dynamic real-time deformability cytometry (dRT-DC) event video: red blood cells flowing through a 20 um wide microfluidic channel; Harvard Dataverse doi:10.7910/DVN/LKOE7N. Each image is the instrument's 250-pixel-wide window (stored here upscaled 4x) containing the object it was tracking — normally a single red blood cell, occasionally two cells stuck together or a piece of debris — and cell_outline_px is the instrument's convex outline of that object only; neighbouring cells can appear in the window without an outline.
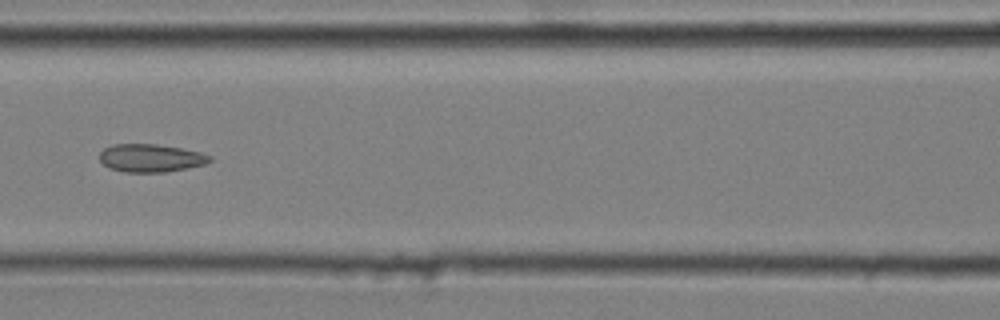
{"species": "common noctule bat (a hibernating species)", "species_latin": "Nyctalus noctula", "temperature_condition": "cold", "stored_images_in_passage": 8, "camera_frame_rate_fps": 3000, "um_per_image_px": 0.085, "animal": {"sex": "male", "body_mass_g": 20.4}, "frame": {"image": 1, "passage_image": 6, "time_ms": 1.667, "image_size_px": [1000, 320], "cell_outline_px": [[212, 160], [204, 164], [188, 168], [164, 172], [124, 172], [108, 168], [100, 160], [100, 152], [104, 148], [112, 144], [156, 144], [180, 148], [200, 152], [212, 156]], "centroid_in_image_um": [12.8, 13.43], "position_along_channel_um": 153.8, "area_um2": 17.98}}
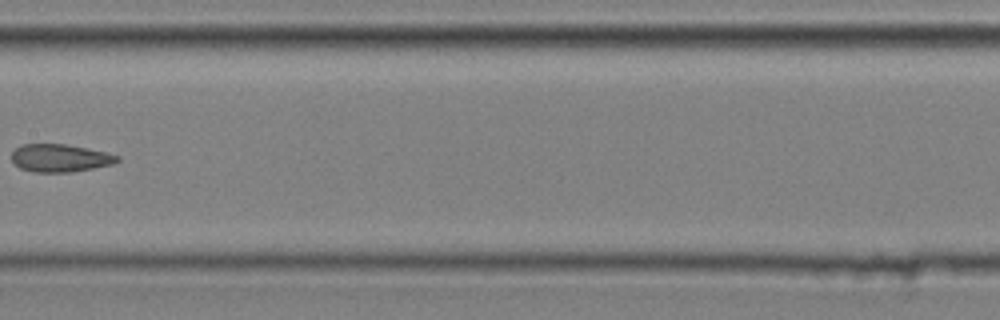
{"frame": {"image": 2, "passage_image": 7, "time_ms": 2.0, "image_size_px": [1000, 320], "cell_outline_px": [[120, 160], [112, 164], [72, 172], [36, 172], [20, 168], [12, 160], [12, 152], [20, 144], [64, 144], [88, 148], [120, 156]], "centroid_in_image_um": [5.1, 13.43], "position_along_channel_um": 202.3, "area_um2": 16.99}}
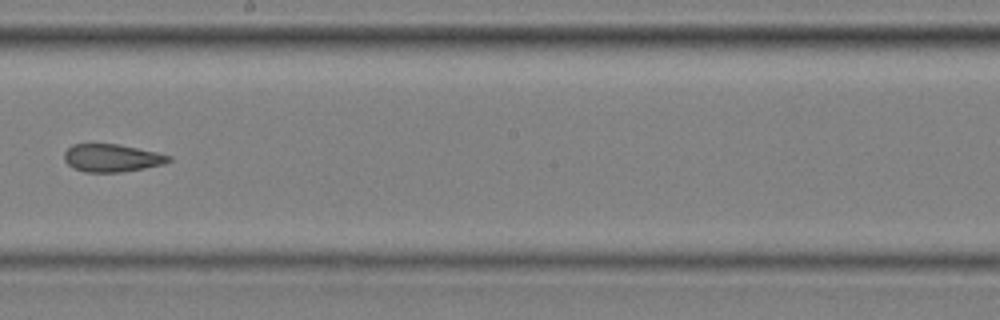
{"frame": {"image": 3, "passage_image": 8, "time_ms": 2.333, "image_size_px": [1000, 320], "cell_outline_px": [[172, 160], [164, 164], [144, 168], [120, 172], [84, 172], [68, 164], [64, 160], [64, 152], [72, 144], [120, 144], [156, 152], [172, 156]], "centroid_in_image_um": [9.52, 13.42], "position_along_channel_um": 238.7, "area_um2": 16.88}}